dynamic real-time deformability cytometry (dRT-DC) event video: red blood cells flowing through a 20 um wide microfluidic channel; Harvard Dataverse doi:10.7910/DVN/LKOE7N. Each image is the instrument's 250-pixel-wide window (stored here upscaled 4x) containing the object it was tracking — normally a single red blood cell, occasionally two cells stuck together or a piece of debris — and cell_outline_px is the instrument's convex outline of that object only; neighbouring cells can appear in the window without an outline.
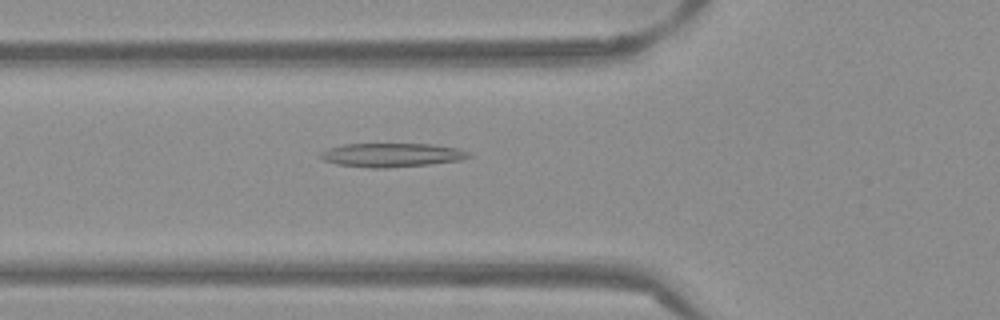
{"species": "Egyptian fruit bat (a non-hibernating species)", "species_latin": "Rousettus aegyptiacus", "temperature_condition": "warm", "stored_images_in_passage": 51, "camera_frame_rate_fps": 3000, "um_per_image_px": 0.085, "frame": {"image": 1, "passage_image": 18, "time_ms": 5.667, "image_size_px": [1000, 320], "cell_outline_px": [[476, 156], [460, 160], [428, 164], [384, 168], [368, 168], [336, 164], [324, 160], [320, 156], [320, 152], [328, 148], [344, 144], [432, 144], [456, 148], [468, 152]], "centroid_in_image_um": [33.3, 13.17], "position_along_channel_um": 92.5, "area_um2": 20.58}}
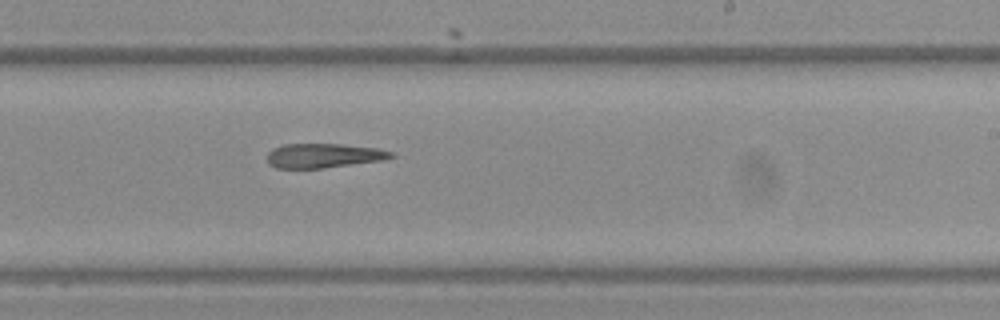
{"frame": {"image": 2, "passage_image": 31, "time_ms": 10.0, "image_size_px": [1000, 320], "cell_outline_px": [[396, 156], [380, 160], [324, 168], [276, 168], [268, 164], [268, 152], [272, 148], [284, 144], [340, 144], [380, 148], [392, 152]], "centroid_in_image_um": [27.49, 13.22], "position_along_channel_um": 261.5, "area_um2": 17.57}}
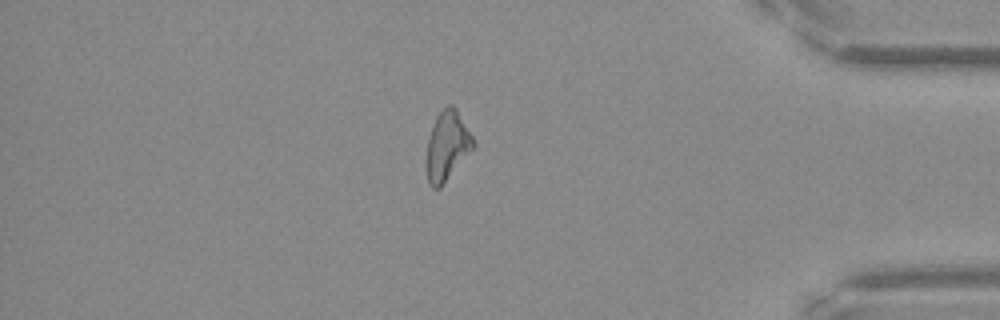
{"frame": {"image": 3, "passage_image": 44, "time_ms": 14.333, "image_size_px": [1000, 320], "cell_outline_px": [[476, 144], [440, 188], [432, 188], [428, 184], [424, 164], [424, 160], [428, 136], [432, 124], [436, 116], [448, 104], [452, 104], [456, 108], [472, 136]], "centroid_in_image_um": [37.94, 12.42], "position_along_channel_um": 397.3, "area_um2": 19.19}}